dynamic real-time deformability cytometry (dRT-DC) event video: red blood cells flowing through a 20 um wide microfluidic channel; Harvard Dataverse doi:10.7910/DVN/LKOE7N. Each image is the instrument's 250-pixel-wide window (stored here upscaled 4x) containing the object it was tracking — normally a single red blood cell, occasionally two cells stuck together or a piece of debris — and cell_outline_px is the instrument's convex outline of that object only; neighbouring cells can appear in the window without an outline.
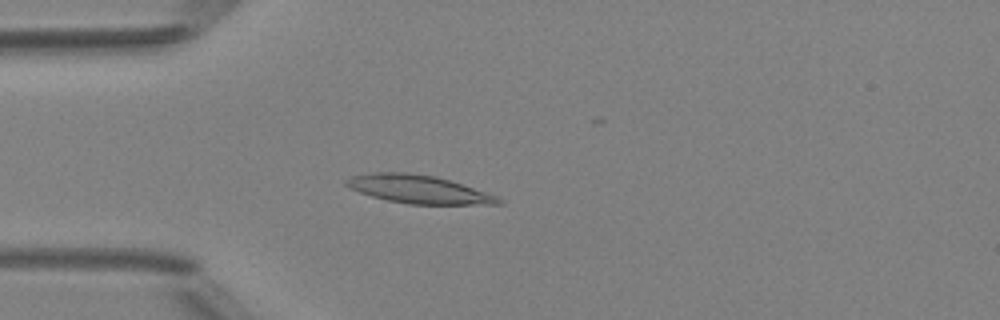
{"species": "Egyptian fruit bat (a non-hibernating species)", "species_latin": "Rousettus aegyptiacus", "temperature_condition": "room temperature", "stored_images_in_passage": 3, "camera_frame_rate_fps": 3000, "um_per_image_px": 0.085, "animal": {"sex": "female"}, "frame": {"image": 1, "passage_image": 3, "time_ms": 2.333, "image_size_px": [1000, 320], "cell_outline_px": [[504, 204], [408, 204], [388, 200], [372, 196], [348, 188], [344, 184], [344, 180], [352, 176], [372, 172], [408, 172], [436, 176], [496, 196], [504, 200]], "centroid_in_image_um": [35.52, 16.08], "position_along_channel_um": 49.5, "area_um2": 24.8}}